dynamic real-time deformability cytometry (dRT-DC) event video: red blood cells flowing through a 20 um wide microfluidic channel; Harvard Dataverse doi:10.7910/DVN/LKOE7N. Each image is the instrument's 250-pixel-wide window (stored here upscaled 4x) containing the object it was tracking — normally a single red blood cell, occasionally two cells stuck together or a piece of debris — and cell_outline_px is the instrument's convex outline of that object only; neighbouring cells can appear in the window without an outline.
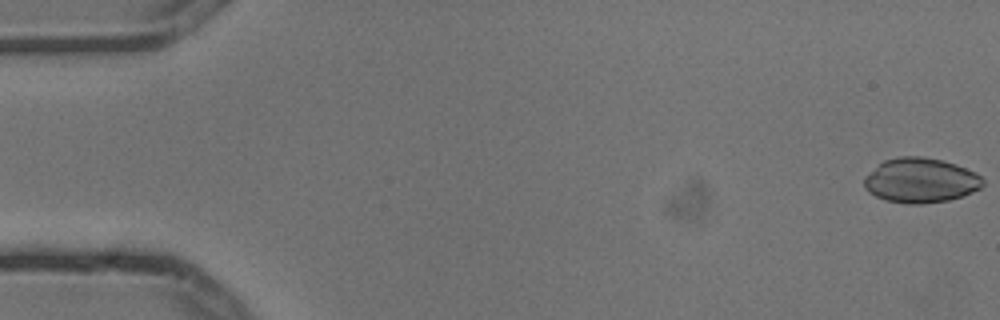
{"species": "common noctule bat (a hibernating species)", "species_latin": "Nyctalus noctula", "temperature_condition": "cold", "stored_images_in_passage": 5, "camera_frame_rate_fps": 3000, "um_per_image_px": 0.085, "animal": {"sex": "male", "body_mass_g": 13.3}, "frame": {"image": 1, "passage_image": 1, "time_ms": 0.0, "image_size_px": [1000, 320], "cell_outline_px": [[984, 184], [980, 188], [964, 196], [948, 200], [920, 204], [908, 204], [884, 200], [868, 192], [864, 188], [864, 176], [884, 160], [900, 156], [920, 156], [940, 160], [956, 164], [980, 176], [984, 180]], "centroid_in_image_um": [78.22, 15.34], "position_along_channel_um": 6.8, "area_um2": 30.92}}
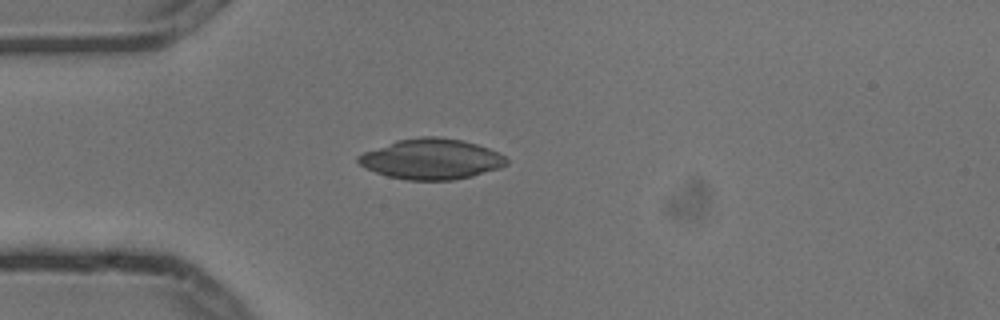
{"frame": {"image": 2, "passage_image": 5, "time_ms": 1.333, "image_size_px": [1000, 320], "cell_outline_px": [[508, 164], [500, 168], [472, 176], [452, 180], [404, 180], [388, 176], [364, 168], [356, 160], [356, 156], [364, 152], [396, 140], [420, 136], [436, 136], [464, 140], [488, 148], [504, 156], [508, 160]], "centroid_in_image_um": [36.65, 13.52], "position_along_channel_um": 48.4, "area_um2": 35.08}}